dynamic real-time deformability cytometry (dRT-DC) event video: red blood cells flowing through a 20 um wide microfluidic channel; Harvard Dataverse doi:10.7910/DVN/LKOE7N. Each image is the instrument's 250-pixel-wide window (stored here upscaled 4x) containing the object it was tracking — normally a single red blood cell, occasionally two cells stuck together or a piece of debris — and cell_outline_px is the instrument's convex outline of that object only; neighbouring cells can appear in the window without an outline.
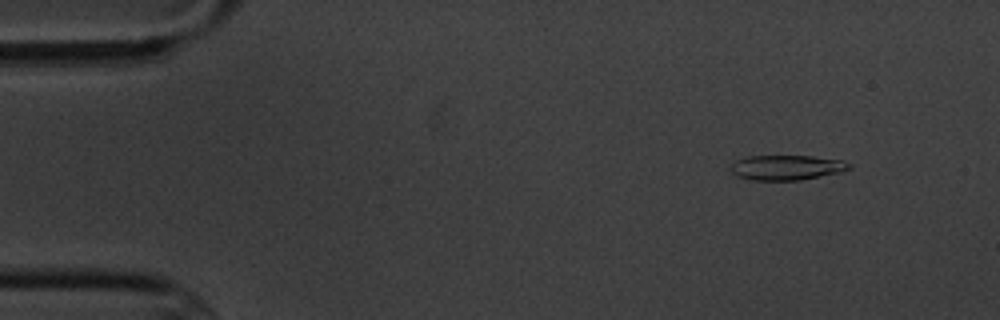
{"species": "common noctule bat (a hibernating species)", "species_latin": "Nyctalus noctula", "temperature_condition": "cold", "stored_images_in_passage": 6, "camera_frame_rate_fps": 3000, "um_per_image_px": 0.085, "animal": {"sex": "male", "body_mass_g": 20.1, "forearm_length_mm": 53.5}, "frame": {"image": 1, "passage_image": 1, "time_ms": 0.0, "image_size_px": [1000, 320], "cell_outline_px": [[852, 168], [840, 172], [800, 180], [752, 180], [736, 176], [732, 172], [732, 164], [736, 160], [748, 156], [812, 156], [844, 160], [852, 164]], "centroid_in_image_um": [66.9, 14.23], "position_along_channel_um": 18.1, "area_um2": 17.22}}
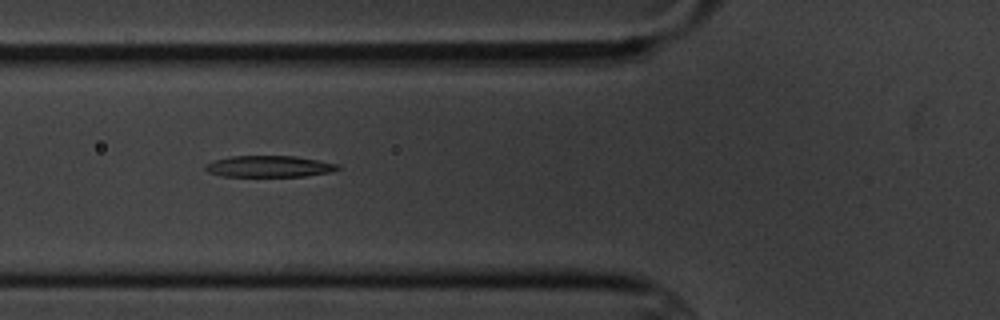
{"frame": {"image": 2, "passage_image": 5, "time_ms": 5.0, "image_size_px": [1000, 320], "cell_outline_px": [[340, 168], [328, 172], [304, 176], [224, 176], [208, 172], [204, 168], [208, 164], [216, 160], [228, 156], [296, 156], [340, 164]], "centroid_in_image_um": [22.9, 14.14], "position_along_channel_um": 102.9, "area_um2": 16.3}}
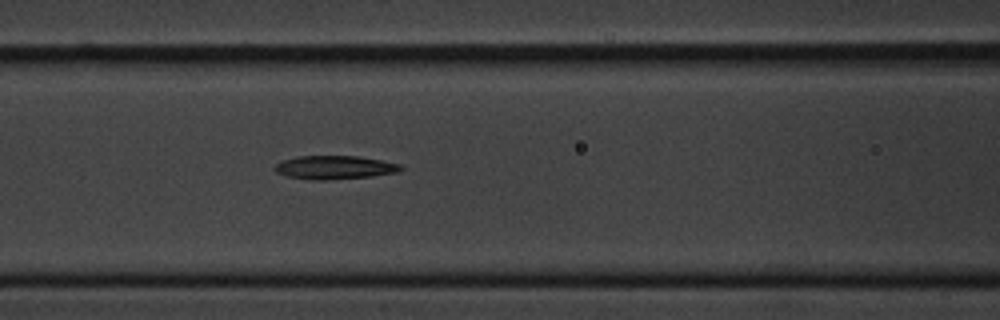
{"frame": {"image": 3, "passage_image": 6, "time_ms": 6.0, "image_size_px": [1000, 320], "cell_outline_px": [[404, 168], [396, 172], [372, 176], [328, 180], [312, 180], [284, 176], [276, 172], [272, 168], [276, 164], [284, 160], [296, 156], [360, 156], [400, 164]], "centroid_in_image_um": [28.4, 14.23], "position_along_channel_um": 138.2, "area_um2": 17.34}}